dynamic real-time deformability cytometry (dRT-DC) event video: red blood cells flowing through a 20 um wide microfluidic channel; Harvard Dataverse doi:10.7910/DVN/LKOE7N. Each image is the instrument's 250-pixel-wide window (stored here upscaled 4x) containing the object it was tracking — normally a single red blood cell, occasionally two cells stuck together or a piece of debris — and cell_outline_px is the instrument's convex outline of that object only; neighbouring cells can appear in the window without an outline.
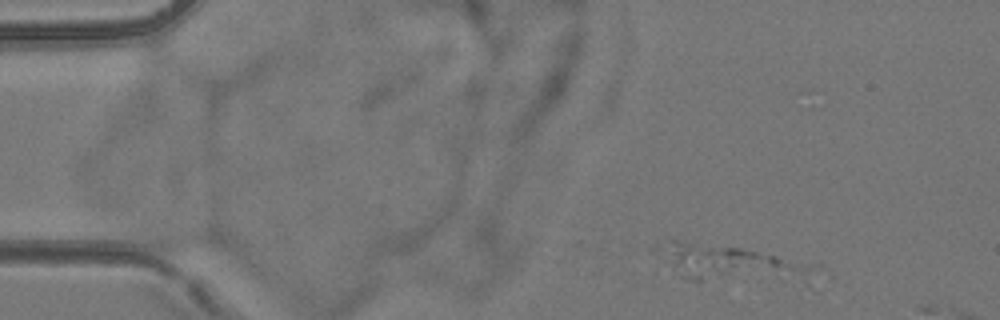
{"species": "common noctule bat (a hibernating species)", "species_latin": "Nyctalus noctula", "temperature_condition": "room temperature", "stored_images_in_passage": 4, "camera_frame_rate_fps": 3000, "um_per_image_px": 0.085, "animal": {"sex": "female", "body_mass_g": 24.6, "forearm_length_mm": 56.2}, "frame": {"image": 1, "passage_image": 2, "time_ms": 1.0, "image_size_px": [1000, 320], "cell_outline_px": [[820, 264], [812, 288], [808, 288], [676, 260], [648, 248], [668, 240], [684, 240], [740, 248], [820, 260]], "centroid_in_image_um": [63.22, 22.22], "position_along_channel_um": 21.8, "area_um2": 28.44}}